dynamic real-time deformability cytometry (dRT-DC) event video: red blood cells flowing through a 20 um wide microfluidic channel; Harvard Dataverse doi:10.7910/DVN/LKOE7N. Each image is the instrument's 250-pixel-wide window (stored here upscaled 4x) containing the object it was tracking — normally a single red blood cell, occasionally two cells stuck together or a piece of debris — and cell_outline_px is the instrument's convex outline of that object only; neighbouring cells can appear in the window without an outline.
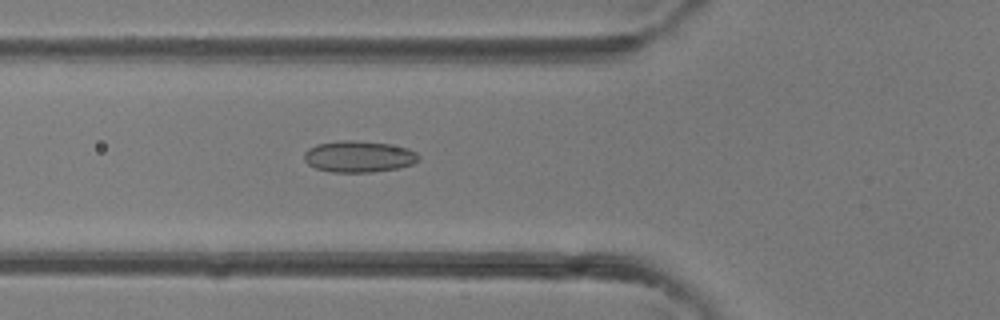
{"species": "common noctule bat (a hibernating species)", "species_latin": "Nyctalus noctula", "temperature_condition": "room temperature", "stored_images_in_passage": 41, "camera_frame_rate_fps": 3000, "um_per_image_px": 0.085, "animal": {"sex": "female"}, "frame": {"image": 1, "passage_image": 15, "time_ms": 4.667, "image_size_px": [1000, 320], "cell_outline_px": [[420, 160], [412, 164], [400, 168], [372, 172], [332, 172], [316, 168], [308, 164], [304, 160], [304, 152], [308, 148], [316, 144], [340, 140], [352, 140], [388, 144], [408, 148], [416, 152], [420, 156]], "centroid_in_image_um": [30.5, 13.31], "position_along_channel_um": 95.3, "area_um2": 21.1}}
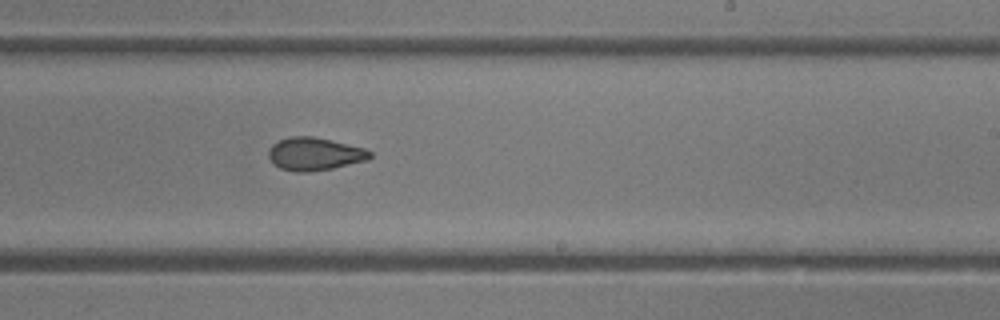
{"frame": {"image": 2, "passage_image": 25, "time_ms": 8.0, "image_size_px": [1000, 320], "cell_outline_px": [[372, 156], [368, 160], [332, 168], [308, 172], [296, 172], [280, 168], [268, 156], [268, 152], [272, 144], [288, 136], [312, 136], [332, 140], [364, 148], [372, 152]], "centroid_in_image_um": [26.75, 13.08], "position_along_channel_um": 262.2, "area_um2": 19.36}}
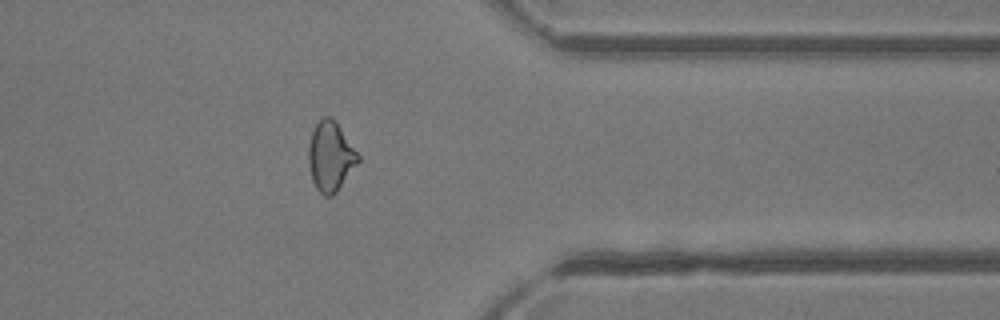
{"frame": {"image": 3, "passage_image": 33, "time_ms": 10.667, "image_size_px": [1000, 320], "cell_outline_px": [[360, 160], [336, 192], [332, 196], [324, 196], [316, 188], [312, 180], [308, 164], [308, 148], [312, 132], [316, 124], [324, 116], [328, 116], [340, 128], [360, 156]], "centroid_in_image_um": [28.08, 13.33], "position_along_channel_um": 383.3, "area_um2": 19.71}}